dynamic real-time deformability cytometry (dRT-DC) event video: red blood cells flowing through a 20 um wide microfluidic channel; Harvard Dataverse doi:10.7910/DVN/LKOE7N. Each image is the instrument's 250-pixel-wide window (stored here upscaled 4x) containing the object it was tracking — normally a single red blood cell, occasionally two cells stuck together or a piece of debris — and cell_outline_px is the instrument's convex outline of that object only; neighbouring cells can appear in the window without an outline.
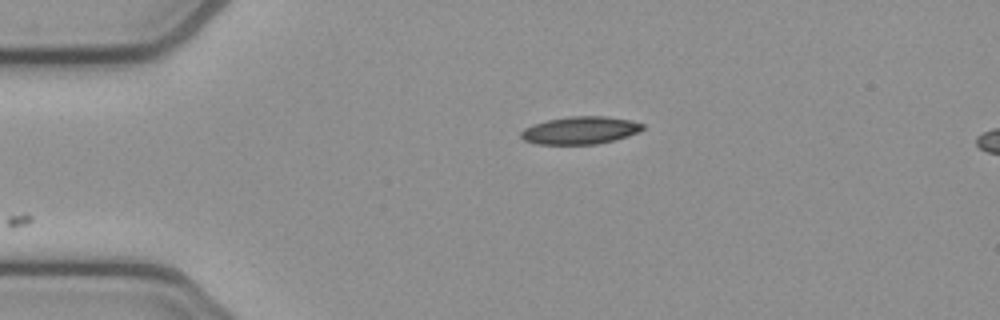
{"species": "common noctule bat (a hibernating species)", "species_latin": "Nyctalus noctula", "temperature_condition": "cold", "stored_images_in_passage": 25, "camera_frame_rate_fps": 3000, "um_per_image_px": 0.085, "animal": {"sex": "female", "body_mass_g": 21.9}, "frame": {"image": 1, "passage_image": 1, "time_ms": 0.0, "image_size_px": [1000, 320], "cell_outline_px": [[644, 128], [640, 132], [616, 140], [596, 144], [536, 144], [524, 140], [520, 136], [520, 132], [524, 128], [532, 124], [548, 120], [568, 116], [608, 116], [628, 120], [644, 124]], "centroid_in_image_um": [49.32, 11.08], "position_along_channel_um": 35.7, "area_um2": 19.71}}
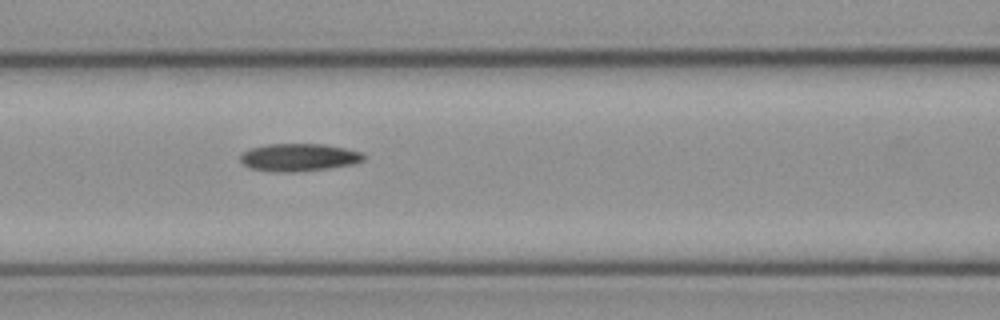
{"frame": {"image": 2, "passage_image": 12, "time_ms": 3.667, "image_size_px": [1000, 320], "cell_outline_px": [[364, 160], [352, 164], [328, 168], [300, 172], [272, 172], [252, 168], [244, 164], [240, 160], [240, 156], [244, 152], [252, 148], [268, 144], [324, 144], [364, 152]], "centroid_in_image_um": [25.42, 13.38], "position_along_channel_um": 141.2, "area_um2": 19.83}}
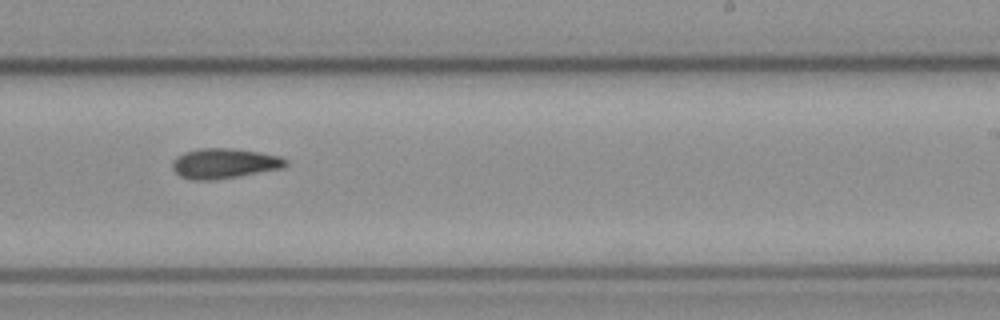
{"frame": {"image": 3, "passage_image": 22, "time_ms": 7.0, "image_size_px": [1000, 320], "cell_outline_px": [[288, 164], [284, 168], [240, 176], [216, 180], [192, 180], [180, 176], [172, 168], [172, 164], [176, 156], [184, 152], [200, 148], [228, 148], [256, 152], [280, 156], [288, 160]], "centroid_in_image_um": [19.07, 13.9], "position_along_channel_um": 269.9, "area_um2": 19.94}}